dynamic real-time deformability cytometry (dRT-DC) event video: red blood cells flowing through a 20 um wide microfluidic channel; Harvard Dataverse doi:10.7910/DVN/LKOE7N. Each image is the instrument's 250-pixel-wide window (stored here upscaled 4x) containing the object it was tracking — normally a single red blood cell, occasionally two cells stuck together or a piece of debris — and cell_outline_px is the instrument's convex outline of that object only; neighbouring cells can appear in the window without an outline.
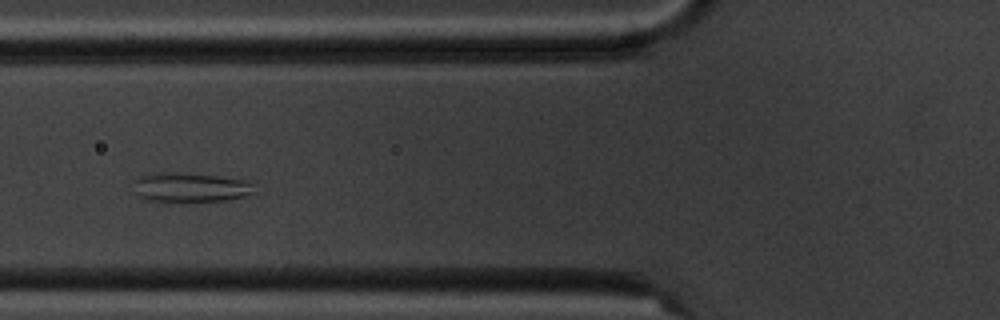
{"species": "common noctule bat (a hibernating species)", "species_latin": "Nyctalus noctula", "temperature_condition": "cold", "stored_images_in_passage": 6, "camera_frame_rate_fps": 3000, "um_per_image_px": 0.085, "animal": {"sex": "male", "body_mass_g": 20.1, "forearm_length_mm": 53.5}, "frame": {"image": 1, "passage_image": 4, "time_ms": 3.667, "image_size_px": [1000, 320], "cell_outline_px": [[256, 192], [244, 196], [224, 200], [144, 200], [136, 192], [132, 180], [136, 176], [152, 172], [172, 172], [220, 176], [248, 180], [252, 184]], "centroid_in_image_um": [16.14, 15.88], "position_along_channel_um": 109.7, "area_um2": 20.58}}